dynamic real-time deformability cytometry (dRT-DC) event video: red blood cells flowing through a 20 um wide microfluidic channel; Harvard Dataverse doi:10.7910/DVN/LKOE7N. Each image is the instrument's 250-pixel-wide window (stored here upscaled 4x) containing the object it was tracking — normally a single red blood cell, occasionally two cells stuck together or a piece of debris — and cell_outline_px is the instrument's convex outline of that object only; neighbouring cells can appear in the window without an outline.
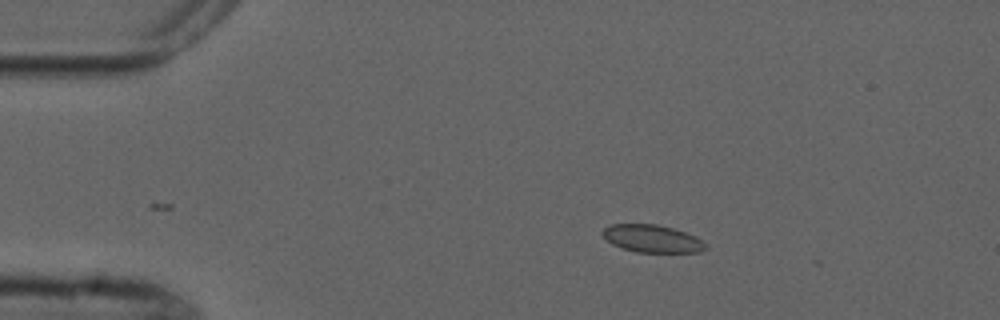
{"species": "common noctule bat (a hibernating species)", "species_latin": "Nyctalus noctula", "temperature_condition": "cold", "stored_images_in_passage": 3, "camera_frame_rate_fps": 3000, "um_per_image_px": 0.085, "animal": {"sex": "male", "forearm_length_mm": 52.5}, "frame": {"image": 1, "passage_image": 3, "time_ms": 2.667, "image_size_px": [1000, 320], "cell_outline_px": [[708, 244], [700, 252], [636, 252], [620, 248], [612, 244], [600, 232], [608, 224], [656, 224], [672, 228], [696, 236]], "centroid_in_image_um": [55.41, 20.28], "position_along_channel_um": 29.6, "area_um2": 16.59}}